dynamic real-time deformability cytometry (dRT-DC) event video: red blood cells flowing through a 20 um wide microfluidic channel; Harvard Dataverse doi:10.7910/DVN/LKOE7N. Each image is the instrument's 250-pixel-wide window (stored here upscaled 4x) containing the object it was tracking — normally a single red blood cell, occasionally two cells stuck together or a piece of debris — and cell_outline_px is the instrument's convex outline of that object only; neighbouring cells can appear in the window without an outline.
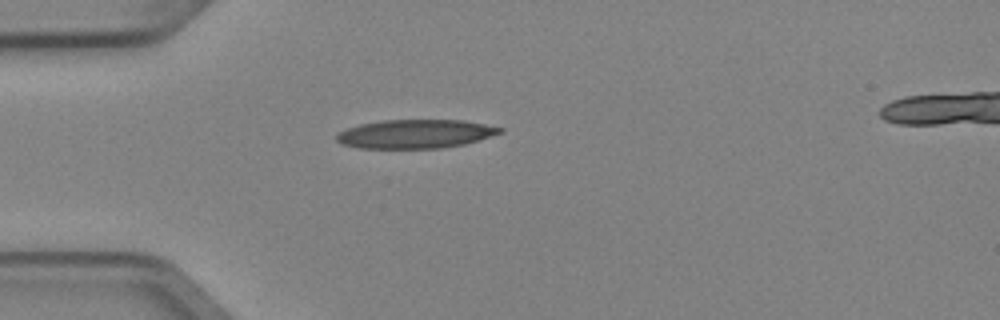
{"species": "Egyptian fruit bat (a non-hibernating species)", "species_latin": "Rousettus aegyptiacus", "temperature_condition": "cold", "stored_images_in_passage": 2, "camera_frame_rate_fps": 3000, "um_per_image_px": 0.085, "animal": {"sex": "female"}, "frame": {"image": 1, "passage_image": 1, "time_ms": 0.0, "image_size_px": [1000, 320], "cell_outline_px": [[504, 132], [464, 144], [440, 148], [360, 148], [344, 144], [336, 140], [336, 136], [340, 132], [348, 128], [360, 124], [384, 120], [464, 120], [504, 128]], "centroid_in_image_um": [35.34, 11.38], "position_along_channel_um": 49.7, "area_um2": 27.17}}